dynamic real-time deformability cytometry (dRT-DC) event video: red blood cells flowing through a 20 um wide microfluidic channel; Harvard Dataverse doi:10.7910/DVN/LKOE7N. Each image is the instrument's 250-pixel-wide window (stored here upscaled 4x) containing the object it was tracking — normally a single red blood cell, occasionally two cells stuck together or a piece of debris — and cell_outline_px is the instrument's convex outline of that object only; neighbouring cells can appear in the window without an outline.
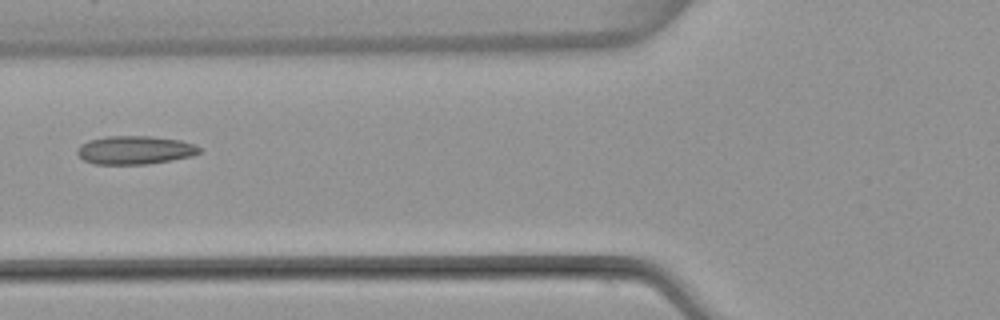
{"species": "common noctule bat (a hibernating species)", "species_latin": "Nyctalus noctula", "temperature_condition": "warm", "stored_images_in_passage": 5, "camera_frame_rate_fps": 3000, "um_per_image_px": 0.085, "animal": {"sex": "female", "body_mass_g": 22.7, "forearm_length_mm": 54.2}, "frame": {"image": 1, "passage_image": 5, "time_ms": 4.667, "image_size_px": [1000, 320], "cell_outline_px": [[200, 152], [192, 156], [172, 160], [148, 164], [92, 164], [84, 160], [76, 152], [80, 144], [88, 140], [108, 136], [148, 136], [180, 140], [192, 144], [200, 148]], "centroid_in_image_um": [11.44, 12.76], "position_along_channel_um": 114.4, "area_um2": 20.17}}